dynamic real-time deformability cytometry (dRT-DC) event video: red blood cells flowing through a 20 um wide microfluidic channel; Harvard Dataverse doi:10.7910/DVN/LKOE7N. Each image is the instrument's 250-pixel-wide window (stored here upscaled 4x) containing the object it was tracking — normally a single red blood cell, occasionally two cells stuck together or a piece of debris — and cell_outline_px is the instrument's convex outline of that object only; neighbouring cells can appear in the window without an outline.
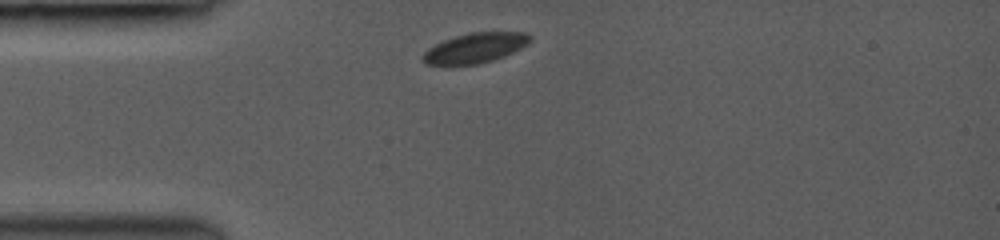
{"species": "common noctule bat (a hibernating species)", "species_latin": "Nyctalus noctula", "temperature_condition": "room temperature", "stored_images_in_passage": 2, "camera_frame_rate_fps": 3000, "um_per_image_px": 0.085, "animal": {"sex": "female", "body_mass_g": 19.0, "forearm_length_mm": 53.3}, "frame": {"image": 1, "passage_image": 1, "time_ms": 0.0, "image_size_px": [1000, 240], "cell_outline_px": [[532, 40], [528, 44], [504, 56], [480, 64], [424, 64], [420, 60], [420, 56], [428, 48], [444, 40], [456, 36], [472, 32], [528, 32], [532, 36]], "centroid_in_image_um": [40.39, 4.07], "position_along_channel_um": 44.6, "area_um2": 18.73}}